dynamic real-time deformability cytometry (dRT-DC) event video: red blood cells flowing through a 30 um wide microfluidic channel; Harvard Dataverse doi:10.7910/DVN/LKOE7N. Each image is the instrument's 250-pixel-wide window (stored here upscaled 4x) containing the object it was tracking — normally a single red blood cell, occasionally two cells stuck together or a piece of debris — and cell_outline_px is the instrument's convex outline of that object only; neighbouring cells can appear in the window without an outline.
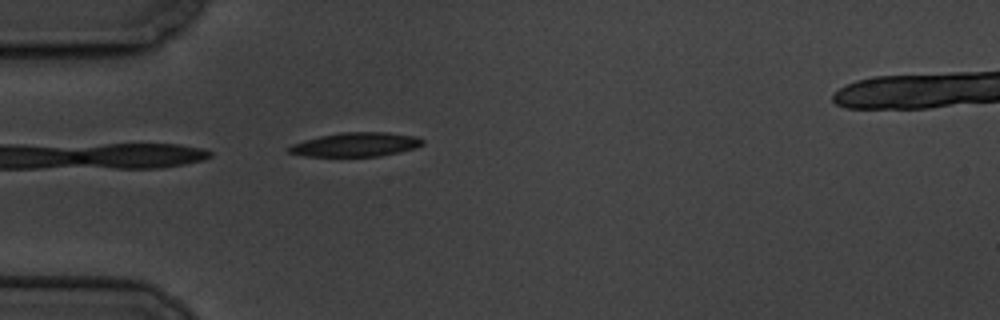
{"species": "common noctule bat (a hibernating species)", "species_latin": "Nyctalus noctula", "temperature_condition": "cold", "stored_images_in_passage": 4, "camera_frame_rate_fps": 3000, "um_per_image_px": 0.085, "animal": {"sex": "male", "body_mass_g": 19.5, "forearm_length_mm": 54.6}, "frame": {"image": 1, "passage_image": 4, "time_ms": 4.333, "image_size_px": [1000, 320], "cell_outline_px": [[424, 144], [416, 148], [400, 152], [380, 156], [304, 156], [288, 152], [288, 148], [292, 144], [304, 140], [320, 136], [340, 132], [388, 132], [416, 136], [424, 140]], "centroid_in_image_um": [30.28, 12.28], "position_along_channel_um": 54.7, "area_um2": 18.79}}